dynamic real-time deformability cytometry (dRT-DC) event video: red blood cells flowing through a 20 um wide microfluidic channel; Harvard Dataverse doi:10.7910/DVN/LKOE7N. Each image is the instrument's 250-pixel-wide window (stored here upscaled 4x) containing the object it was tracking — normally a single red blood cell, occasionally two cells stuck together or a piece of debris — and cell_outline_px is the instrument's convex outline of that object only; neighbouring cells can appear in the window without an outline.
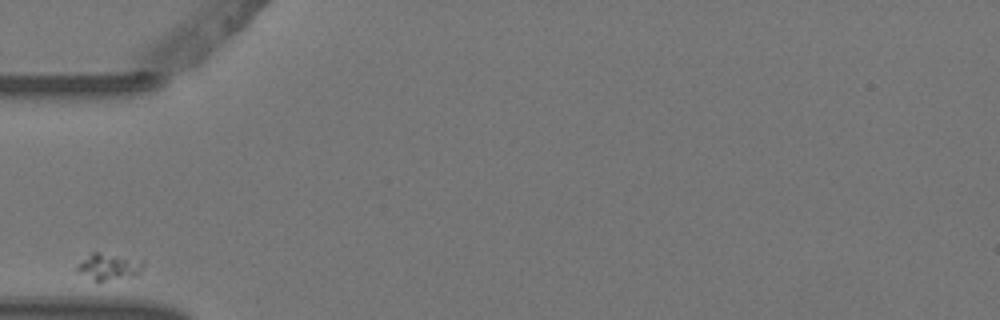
{"species": "Egyptian fruit bat (a non-hibernating species)", "species_latin": "Rousettus aegyptiacus", "temperature_condition": "warm", "stored_images_in_passage": 5, "camera_frame_rate_fps": 3000, "um_per_image_px": 0.085, "animal": {"sex": "female"}, "frame": {"image": 1, "passage_image": 1, "time_ms": 0.0, "image_size_px": [1000, 320], "cell_outline_px": [[144, 268], [136, 276], [104, 280], [96, 280], [76, 272], [76, 268], [92, 252], [100, 252], [144, 260]], "centroid_in_image_um": [9.32, 22.66], "position_along_channel_um": 75.7, "area_um2": 10.06}}
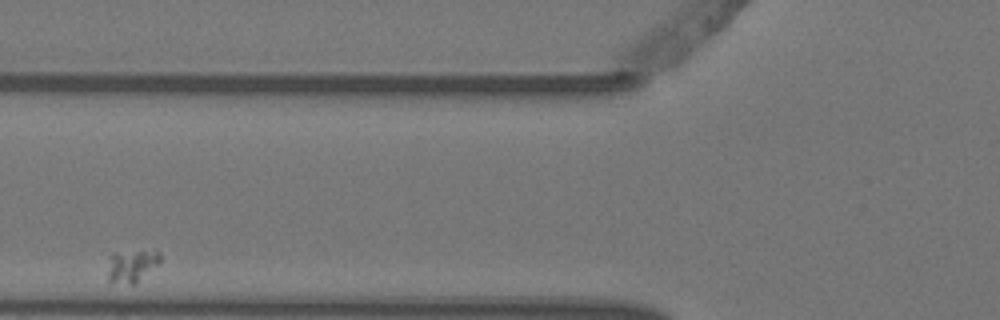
{"frame": {"image": 2, "passage_image": 2, "time_ms": 0.333, "image_size_px": [1000, 320], "cell_outline_px": [[160, 260], [136, 284], [108, 284], [108, 256], [112, 252], [156, 248], [160, 252]], "centroid_in_image_um": [11.15, 22.56], "position_along_channel_um": 114.7, "area_um2": 10.58}}